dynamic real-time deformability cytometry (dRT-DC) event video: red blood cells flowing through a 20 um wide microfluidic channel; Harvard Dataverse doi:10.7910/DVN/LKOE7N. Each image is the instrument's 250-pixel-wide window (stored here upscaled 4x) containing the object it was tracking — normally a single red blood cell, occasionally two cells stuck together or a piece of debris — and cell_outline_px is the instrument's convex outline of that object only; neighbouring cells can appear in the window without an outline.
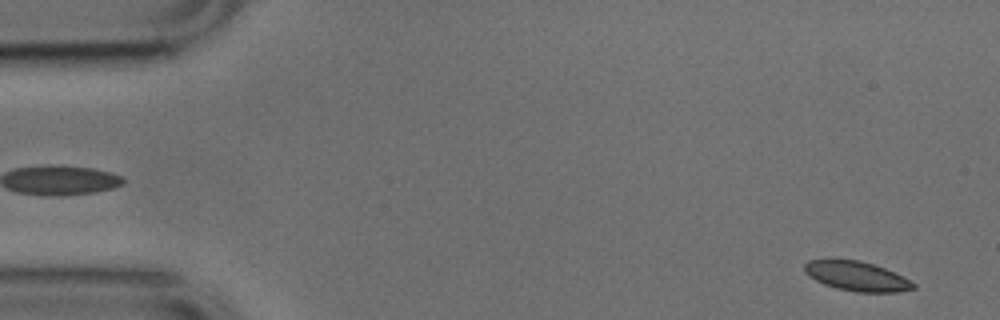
{"species": "common noctule bat (a hibernating species)", "species_latin": "Nyctalus noctula", "temperature_condition": "cold", "stored_images_in_passage": 52, "camera_frame_rate_fps": 3000, "um_per_image_px": 0.085, "animal": {"sex": "male", "body_mass_g": 17.9, "forearm_length_mm": 54.2}, "frame": {"image": 1, "passage_image": 2, "time_ms": 0.333, "image_size_px": [1000, 320], "cell_outline_px": [[916, 288], [896, 292], [856, 292], [836, 288], [824, 284], [808, 276], [804, 272], [804, 264], [808, 260], [832, 256], [860, 260], [884, 268], [916, 284]], "centroid_in_image_um": [72.71, 23.42], "position_along_channel_um": 12.3, "area_um2": 19.19}}
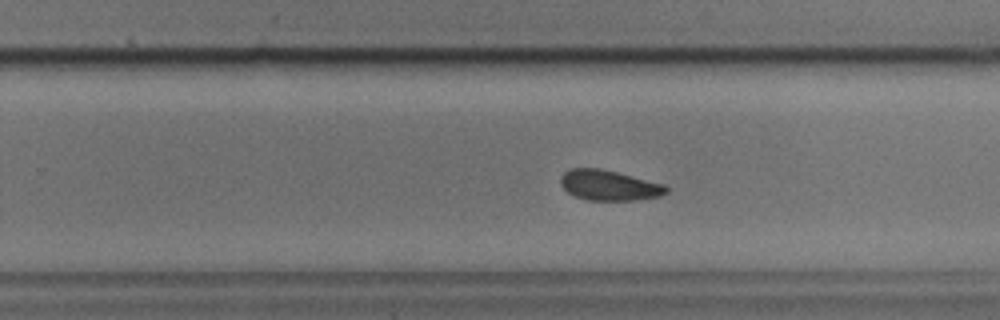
{"frame": {"image": 2, "passage_image": 32, "time_ms": 10.333, "image_size_px": [1000, 320], "cell_outline_px": [[668, 192], [660, 196], [636, 200], [584, 200], [572, 196], [560, 184], [560, 176], [564, 172], [572, 168], [600, 168], [664, 184], [668, 188]], "centroid_in_image_um": [51.74, 15.76], "position_along_channel_um": 278.1, "area_um2": 18.73}}
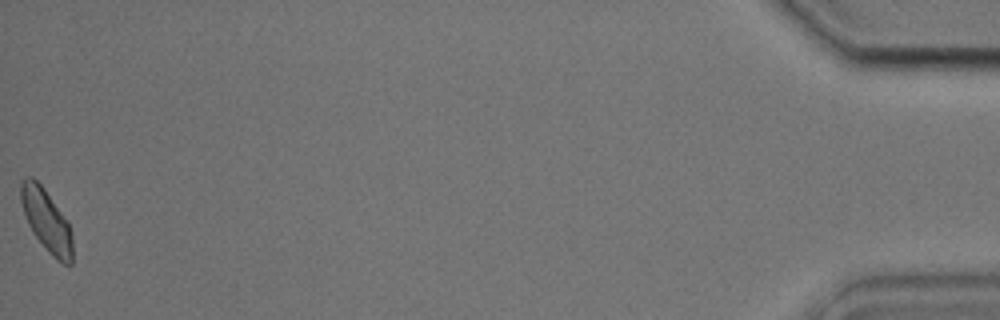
{"frame": {"image": 3, "passage_image": 52, "time_ms": 17.0, "image_size_px": [1000, 320], "cell_outline_px": [[72, 264], [64, 264], [56, 260], [48, 252], [32, 232], [28, 224], [20, 200], [20, 180], [24, 176], [32, 176], [44, 188], [68, 220], [72, 232]], "centroid_in_image_um": [3.95, 18.72], "position_along_channel_um": 431.3, "area_um2": 19.02}, "authors_computed_cell_mechanics": {"area_um2": 19.1607, "velocity_mm_per_s": 3.7706, "shape_relaxation_time_tau1_ms": 1.8062, "shape_relaxation_time_tau2_ms": 4.9709, "deformation_change_tau1": 0.0954, "deformation_change_tau2": 0.1054}}